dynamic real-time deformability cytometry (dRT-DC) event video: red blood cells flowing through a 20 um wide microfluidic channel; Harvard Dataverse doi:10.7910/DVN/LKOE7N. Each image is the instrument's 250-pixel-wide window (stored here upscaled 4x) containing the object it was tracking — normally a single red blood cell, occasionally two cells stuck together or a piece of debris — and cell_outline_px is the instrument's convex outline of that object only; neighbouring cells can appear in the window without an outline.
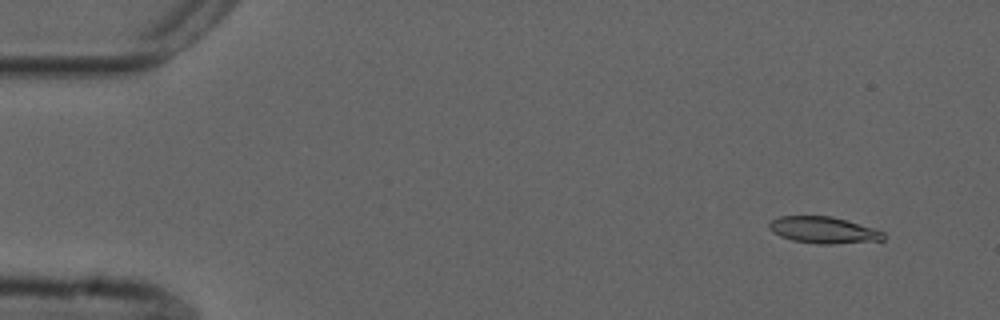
{"species": "common noctule bat (a hibernating species)", "species_latin": "Nyctalus noctula", "temperature_condition": "cold", "stored_images_in_passage": 10, "camera_frame_rate_fps": 3000, "um_per_image_px": 0.085, "animal": {"sex": "male", "forearm_length_mm": 52.5}, "frame": {"image": 1, "passage_image": 1, "time_ms": 0.0, "image_size_px": [1000, 320], "cell_outline_px": [[884, 240], [832, 244], [816, 244], [792, 240], [780, 236], [772, 232], [768, 228], [768, 224], [772, 220], [780, 216], [832, 216], [848, 220], [884, 232]], "centroid_in_image_um": [69.97, 19.55], "position_along_channel_um": 15.0, "area_um2": 17.74}}